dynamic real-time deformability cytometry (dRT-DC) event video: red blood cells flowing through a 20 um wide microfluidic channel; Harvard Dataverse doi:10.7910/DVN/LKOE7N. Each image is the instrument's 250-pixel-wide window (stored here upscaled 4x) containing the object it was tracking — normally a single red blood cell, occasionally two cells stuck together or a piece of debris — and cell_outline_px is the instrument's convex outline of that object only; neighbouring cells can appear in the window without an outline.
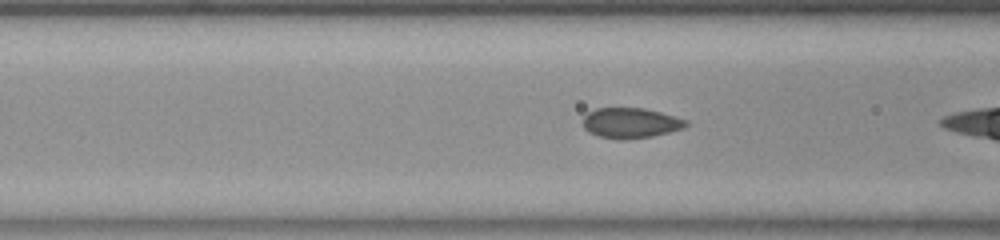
{"species": "common noctule bat (a hibernating species)", "species_latin": "Nyctalus noctula", "temperature_condition": "room temperature", "stored_images_in_passage": 37, "camera_frame_rate_fps": 3000, "um_per_image_px": 0.085, "animal": {"sex": "female", "body_mass_g": 23.0, "forearm_length_mm": 53.4}, "frame": {"image": 1, "passage_image": 16, "time_ms": 5.0, "image_size_px": [1000, 240], "cell_outline_px": [[688, 124], [684, 128], [652, 136], [600, 136], [588, 132], [584, 128], [584, 116], [588, 112], [596, 108], [644, 108], [660, 112], [688, 120]], "centroid_in_image_um": [53.63, 10.39], "position_along_channel_um": 113.0, "area_um2": 17.34}}
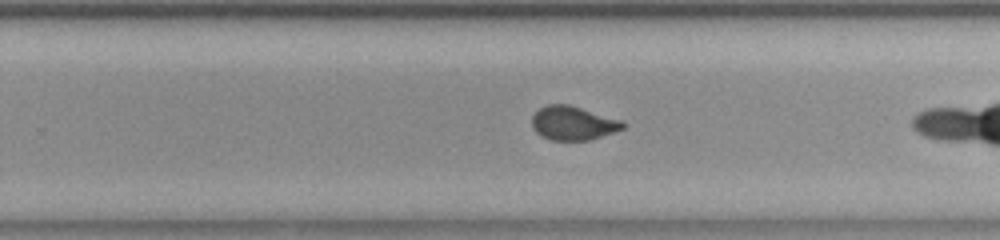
{"frame": {"image": 2, "passage_image": 29, "time_ms": 9.333, "image_size_px": [1000, 240], "cell_outline_px": [[624, 128], [592, 140], [552, 140], [536, 132], [532, 128], [532, 116], [540, 108], [548, 104], [568, 104], [624, 120]], "centroid_in_image_um": [48.73, 10.46], "position_along_channel_um": 281.1, "area_um2": 17.98}}
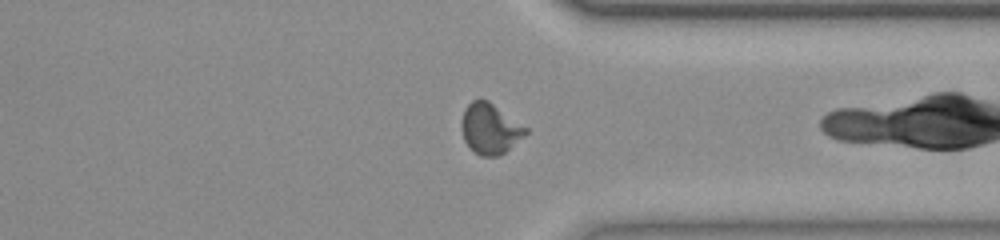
{"frame": {"image": 3, "passage_image": 36, "time_ms": 11.667, "image_size_px": [1000, 240], "cell_outline_px": [[528, 132], [524, 136], [504, 152], [496, 156], [480, 156], [464, 140], [460, 124], [464, 108], [472, 100], [480, 96], [488, 100], [528, 128]], "centroid_in_image_um": [41.63, 10.89], "position_along_channel_um": 369.8, "area_um2": 18.9}}